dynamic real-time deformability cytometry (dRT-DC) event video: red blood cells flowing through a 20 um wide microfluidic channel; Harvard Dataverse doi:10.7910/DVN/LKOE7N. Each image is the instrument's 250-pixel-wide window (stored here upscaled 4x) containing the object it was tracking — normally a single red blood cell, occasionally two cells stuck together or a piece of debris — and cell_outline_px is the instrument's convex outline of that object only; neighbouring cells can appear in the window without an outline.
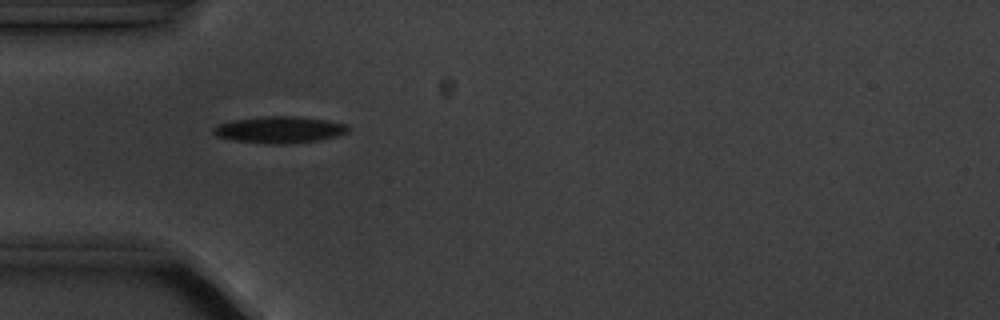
{"species": "common noctule bat (a hibernating species)", "species_latin": "Nyctalus noctula", "temperature_condition": "cold", "stored_images_in_passage": 4, "camera_frame_rate_fps": 3000, "um_per_image_px": 0.085, "animal": {"sex": "male", "body_mass_g": 20.1, "forearm_length_mm": 53.5}, "frame": {"image": 1, "passage_image": 1, "time_ms": 0.0, "image_size_px": [1000, 320], "cell_outline_px": [[348, 132], [336, 136], [316, 140], [284, 144], [268, 144], [236, 140], [216, 136], [212, 132], [212, 128], [220, 124], [236, 120], [264, 116], [296, 116], [328, 120], [348, 124]], "centroid_in_image_um": [23.78, 11.02], "position_along_channel_um": 61.2, "area_um2": 20.69}}